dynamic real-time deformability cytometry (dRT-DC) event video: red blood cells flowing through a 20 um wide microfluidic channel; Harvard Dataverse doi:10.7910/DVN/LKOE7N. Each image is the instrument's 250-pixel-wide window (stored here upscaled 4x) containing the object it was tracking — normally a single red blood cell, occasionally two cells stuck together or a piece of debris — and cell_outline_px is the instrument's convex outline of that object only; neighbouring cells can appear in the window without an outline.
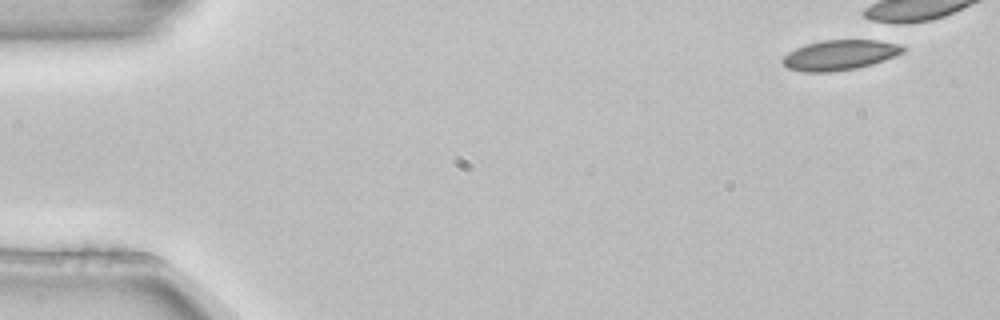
{"species": "common noctule bat (a hibernating species)", "species_latin": "Nyctalus noctula", "temperature_condition": "room temperature", "stored_images_in_passage": 1, "camera_frame_rate_fps": 3000, "um_per_image_px": 0.085, "animal": {"sex": "female", "body_mass_g": 22.7, "forearm_length_mm": 54.2}, "frame": {"image": 1, "passage_image": 1, "time_ms": 0.0, "image_size_px": [1000, 320], "cell_outline_px": [[908, 48], [904, 52], [884, 60], [872, 64], [856, 68], [832, 72], [804, 72], [788, 68], [780, 60], [788, 52], [796, 48], [808, 44], [824, 40], [876, 40], [900, 44]], "centroid_in_image_um": [71.4, 4.68], "position_along_channel_um": 13.6, "area_um2": 21.1}}